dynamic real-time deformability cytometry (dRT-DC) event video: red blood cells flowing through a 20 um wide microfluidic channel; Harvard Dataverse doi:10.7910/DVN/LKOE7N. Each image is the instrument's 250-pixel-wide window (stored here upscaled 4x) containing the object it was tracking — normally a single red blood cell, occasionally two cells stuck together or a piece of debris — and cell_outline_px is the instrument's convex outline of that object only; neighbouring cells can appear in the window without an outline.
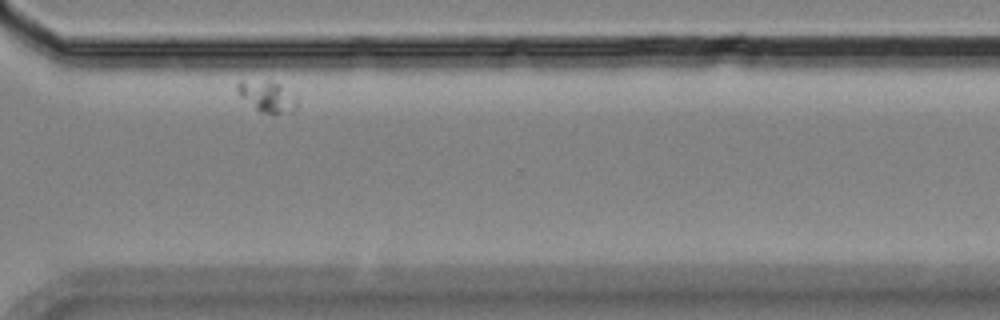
{"species": "Egyptian fruit bat (a non-hibernating species)", "species_latin": "Rousettus aegyptiacus", "temperature_condition": "room temperature", "stored_images_in_passage": 15, "segment_of_instrument_passage": [2, 2], "camera_frame_rate_fps": 3000, "um_per_image_px": 0.085, "animal": {"sex": "female"}, "frame": {"image": 1, "passage_image": 13, "time_ms": 15.333, "image_size_px": [1000, 320], "cell_outline_px": [[296, 108], [292, 112], [260, 112], [240, 96], [236, 92], [236, 84], [240, 80], [268, 80], [280, 84], [296, 96]], "centroid_in_image_um": [22.67, 8.15], "position_along_channel_um": 347.9, "area_um2": 10.75}}